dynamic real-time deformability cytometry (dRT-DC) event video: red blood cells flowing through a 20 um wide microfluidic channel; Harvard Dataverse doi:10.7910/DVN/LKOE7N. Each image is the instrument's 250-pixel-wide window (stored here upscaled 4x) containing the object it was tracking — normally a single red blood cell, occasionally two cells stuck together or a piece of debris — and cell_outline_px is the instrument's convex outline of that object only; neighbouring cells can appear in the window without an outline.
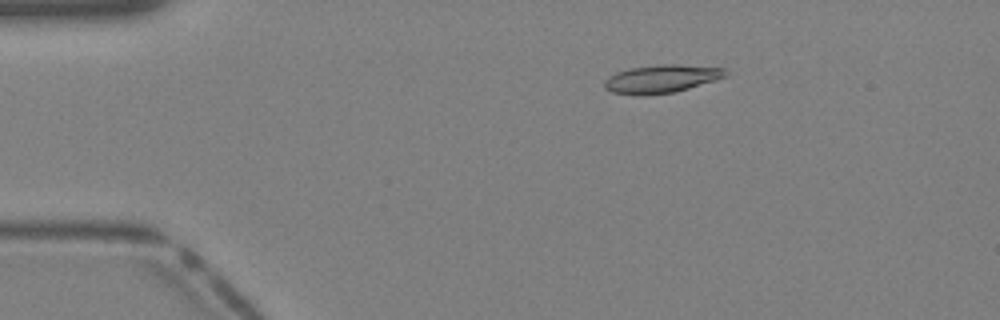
{"species": "Egyptian fruit bat (a non-hibernating species)", "species_latin": "Rousettus aegyptiacus", "temperature_condition": "warm", "stored_images_in_passage": 40, "camera_frame_rate_fps": 3000, "um_per_image_px": 0.085, "animal": {"sex": "female"}, "frame": {"image": 1, "passage_image": 8, "time_ms": 2.333, "image_size_px": [1000, 320], "cell_outline_px": [[728, 76], [716, 80], [688, 88], [672, 92], [644, 96], [636, 96], [612, 92], [604, 88], [604, 80], [608, 76], [616, 72], [632, 68], [664, 64], [680, 64], [724, 68]], "centroid_in_image_um": [56.2, 6.71], "position_along_channel_um": 28.8, "area_um2": 19.88}}
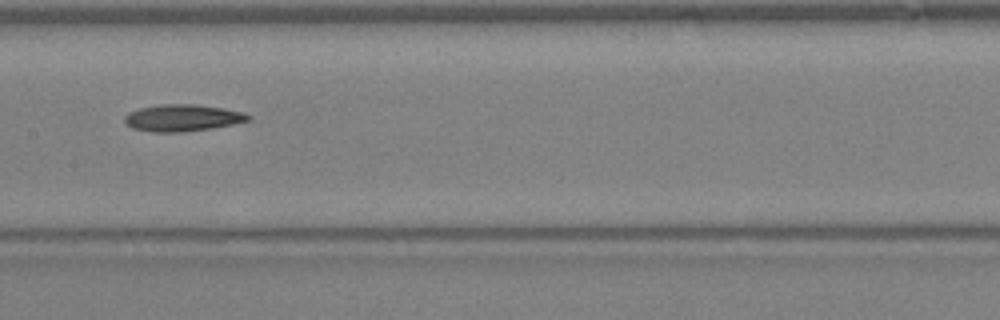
{"frame": {"image": 2, "passage_image": 21, "time_ms": 6.667, "image_size_px": [1000, 320], "cell_outline_px": [[252, 116], [248, 120], [232, 124], [212, 128], [180, 132], [152, 132], [132, 128], [124, 120], [124, 116], [128, 112], [140, 108], [160, 104], [196, 104], [224, 108], [240, 112]], "centroid_in_image_um": [15.47, 10.01], "position_along_channel_um": 191.9, "area_um2": 19.19}}
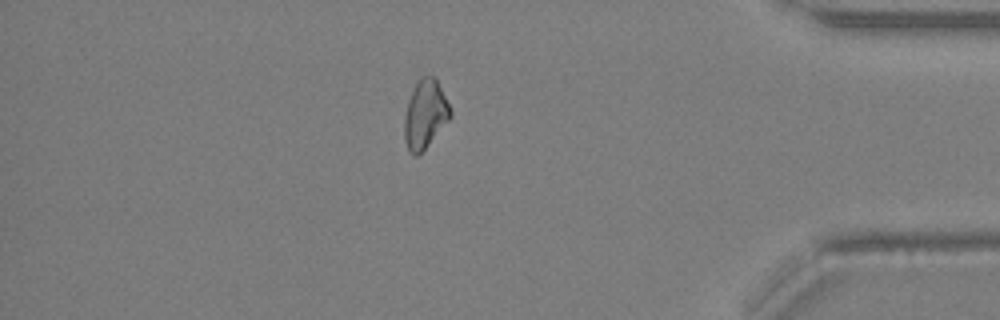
{"frame": {"image": 3, "passage_image": 35, "time_ms": 11.333, "image_size_px": [1000, 320], "cell_outline_px": [[452, 116], [424, 148], [416, 156], [412, 156], [408, 152], [404, 140], [404, 116], [408, 100], [420, 76], [432, 76], [436, 80], [452, 112]], "centroid_in_image_um": [36.1, 9.74], "position_along_channel_um": 399.1, "area_um2": 17.98}}